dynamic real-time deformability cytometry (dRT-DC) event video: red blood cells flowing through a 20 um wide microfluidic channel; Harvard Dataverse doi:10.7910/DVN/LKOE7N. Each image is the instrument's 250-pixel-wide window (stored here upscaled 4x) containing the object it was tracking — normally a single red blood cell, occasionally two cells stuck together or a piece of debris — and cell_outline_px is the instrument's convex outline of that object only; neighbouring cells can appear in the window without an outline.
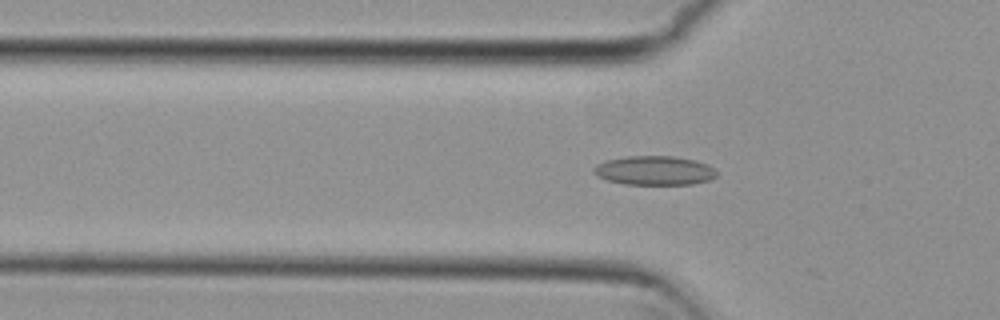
{"species": "common noctule bat (a hibernating species)", "species_latin": "Nyctalus noctula", "temperature_condition": "cold", "stored_images_in_passage": 18, "camera_frame_rate_fps": 3000, "um_per_image_px": 0.085, "animal": {"sex": "female", "body_mass_g": 29.2, "forearm_length_mm": 56.3}, "frame": {"image": 1, "passage_image": 17, "time_ms": 5.333, "image_size_px": [1000, 320], "cell_outline_px": [[716, 176], [708, 180], [692, 184], [624, 184], [608, 180], [596, 176], [592, 168], [596, 164], [604, 160], [628, 156], [672, 156], [692, 160], [708, 164], [716, 172]], "centroid_in_image_um": [55.57, 14.49], "position_along_channel_um": 70.2, "area_um2": 20.75}}